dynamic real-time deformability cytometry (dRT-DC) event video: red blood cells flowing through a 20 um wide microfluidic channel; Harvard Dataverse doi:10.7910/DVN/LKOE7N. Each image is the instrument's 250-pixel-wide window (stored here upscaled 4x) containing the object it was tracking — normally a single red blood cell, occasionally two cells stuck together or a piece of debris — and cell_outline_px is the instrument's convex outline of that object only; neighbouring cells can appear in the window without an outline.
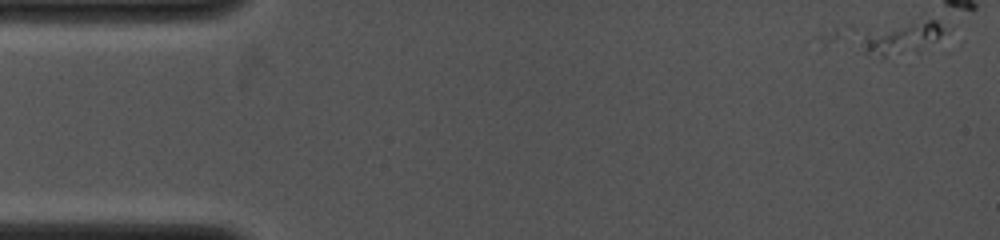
{"species": "common noctule bat (a hibernating species)", "species_latin": "Nyctalus noctula", "temperature_condition": "cold", "stored_images_in_passage": 4, "camera_frame_rate_fps": 4000, "um_per_image_px": 0.085, "animal": {"sex": "female", "body_mass_g": 19.0, "forearm_length_mm": 53.3}, "frame": {"image": 1, "passage_image": 1, "time_ms": 0.0, "image_size_px": [1000, 240], "cell_outline_px": [[952, 28], [940, 44], [916, 52], [880, 60], [868, 56], [864, 52], [852, 28], [920, 16], [936, 20]], "centroid_in_image_um": [76.55, 3.13], "position_along_channel_um": 8.4, "area_um2": 20.4}}